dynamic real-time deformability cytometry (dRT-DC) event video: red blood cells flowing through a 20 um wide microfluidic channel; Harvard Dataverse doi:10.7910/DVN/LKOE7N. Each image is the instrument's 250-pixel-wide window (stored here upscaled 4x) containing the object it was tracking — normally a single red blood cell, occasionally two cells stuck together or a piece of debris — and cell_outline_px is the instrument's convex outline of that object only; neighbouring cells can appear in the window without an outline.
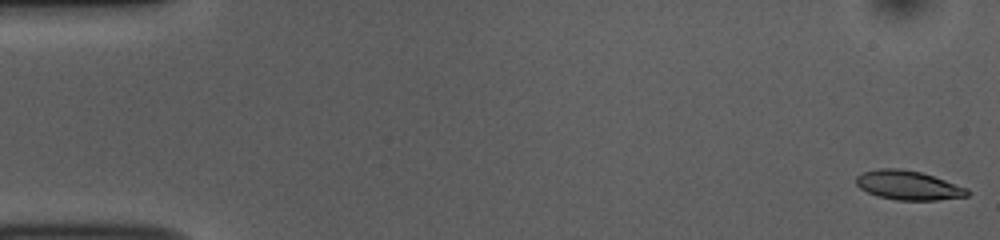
{"species": "common noctule bat (a hibernating species)", "species_latin": "Nyctalus noctula", "temperature_condition": "room temperature", "stored_images_in_passage": 52, "camera_frame_rate_fps": 3000, "um_per_image_px": 0.085, "animal": {"sex": "female", "body_mass_g": 10.0, "forearm_length_mm": 53.1}, "frame": {"image": 1, "passage_image": 1, "time_ms": 0.0, "image_size_px": [1000, 240], "cell_outline_px": [[968, 196], [936, 200], [896, 200], [876, 196], [860, 188], [856, 184], [856, 176], [864, 172], [880, 168], [900, 168], [920, 172], [968, 188]], "centroid_in_image_um": [77.17, 15.75], "position_along_channel_um": 7.8, "area_um2": 18.79}}
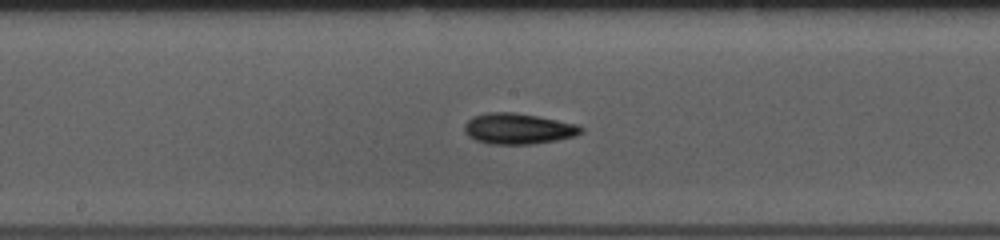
{"frame": {"image": 2, "passage_image": 27, "time_ms": 8.667, "image_size_px": [1000, 240], "cell_outline_px": [[584, 132], [576, 136], [556, 140], [532, 144], [488, 144], [476, 140], [468, 136], [464, 132], [464, 124], [472, 116], [488, 112], [512, 112], [536, 116], [576, 124], [584, 128]], "centroid_in_image_um": [44.02, 10.94], "position_along_channel_um": 204.2, "area_um2": 20.98}}
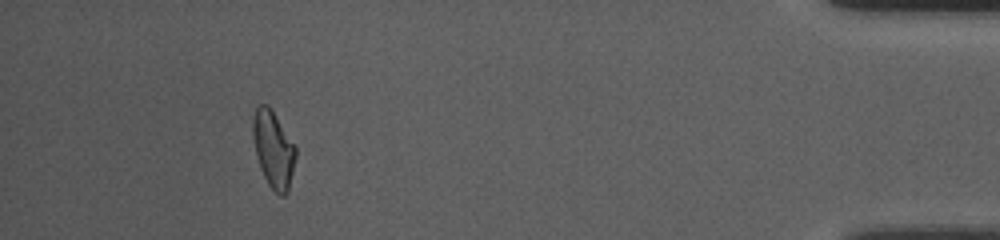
{"frame": {"image": 3, "passage_image": 48, "time_ms": 15.667, "image_size_px": [1000, 240], "cell_outline_px": [[296, 156], [288, 192], [284, 196], [280, 196], [268, 184], [260, 168], [256, 156], [252, 136], [252, 116], [256, 108], [260, 104], [268, 104], [296, 148]], "centroid_in_image_um": [23.21, 12.69], "position_along_channel_um": 412.0, "area_um2": 19.07}, "authors_computed_cell_mechanics": {"area_um2": 19.2474, "velocity_mm_per_s": 3.8261, "shape_relaxation_time_tau1_ms": 3.6201, "shape_relaxation_time_tau2_ms": 2.8933, "deformation_change_tau1": 0.1522, "deformation_change_tau2": 0.1093}}